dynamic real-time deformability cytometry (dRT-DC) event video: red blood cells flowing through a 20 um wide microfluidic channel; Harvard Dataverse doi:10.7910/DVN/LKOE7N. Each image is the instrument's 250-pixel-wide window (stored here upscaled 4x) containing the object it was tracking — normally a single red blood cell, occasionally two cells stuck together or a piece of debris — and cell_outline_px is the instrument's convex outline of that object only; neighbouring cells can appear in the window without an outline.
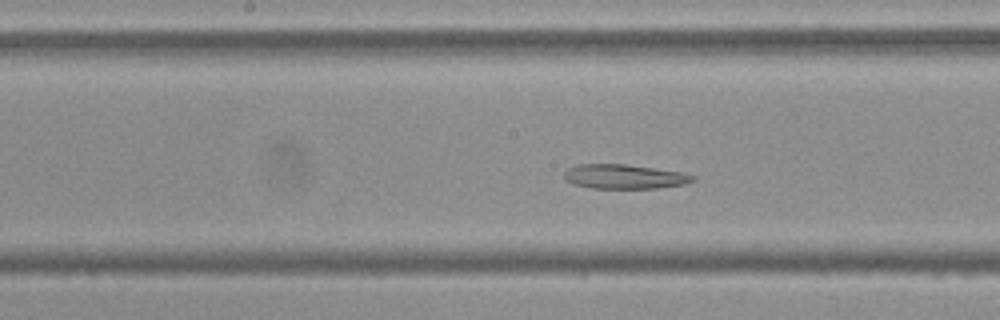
{"species": "Egyptian fruit bat (a non-hibernating species)", "species_latin": "Rousettus aegyptiacus", "temperature_condition": "cold", "stored_images_in_passage": 52, "camera_frame_rate_fps": 3000, "um_per_image_px": 0.085, "frame": {"image": 1, "passage_image": 25, "time_ms": 8.0, "image_size_px": [1000, 320], "cell_outline_px": [[696, 180], [684, 184], [656, 188], [592, 188], [572, 184], [564, 180], [564, 172], [568, 168], [576, 164], [624, 164], [684, 172], [696, 176]], "centroid_in_image_um": [53.06, 15.01], "position_along_channel_um": 195.1, "area_um2": 18.44}}
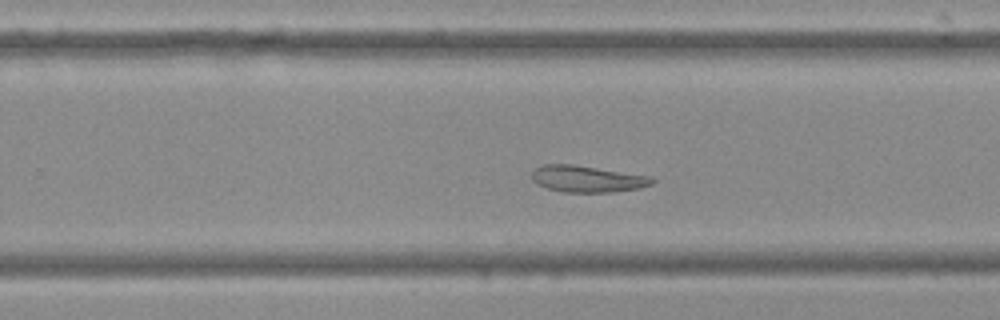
{"frame": {"image": 2, "passage_image": 32, "time_ms": 10.333, "image_size_px": [1000, 320], "cell_outline_px": [[656, 180], [652, 184], [640, 188], [612, 192], [564, 192], [548, 188], [536, 184], [532, 180], [532, 172], [536, 168], [544, 164], [572, 164], [652, 176]], "centroid_in_image_um": [49.94, 15.2], "position_along_channel_um": 279.9, "area_um2": 18.67}}
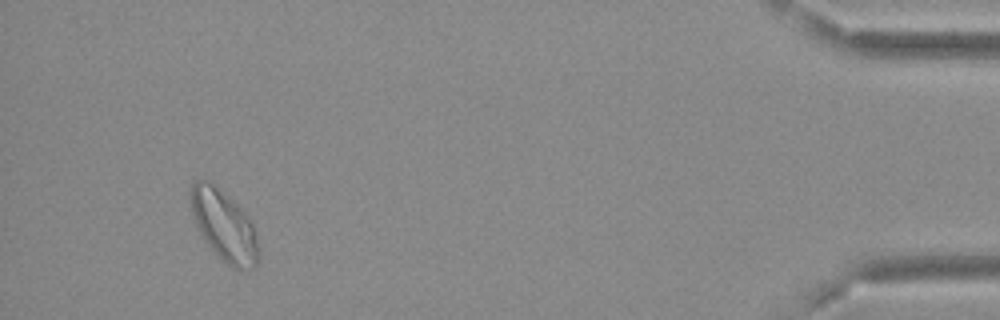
{"frame": {"image": 3, "passage_image": 49, "time_ms": 16.0, "image_size_px": [1000, 320], "cell_outline_px": [[260, 252], [256, 264], [248, 272], [240, 272], [232, 268], [208, 244], [200, 232], [196, 224], [192, 212], [188, 196], [192, 180], [208, 180], [232, 200], [248, 216], [252, 224], [256, 236]], "centroid_in_image_um": [19.04, 19.19], "position_along_channel_um": 416.2, "area_um2": 27.92}}